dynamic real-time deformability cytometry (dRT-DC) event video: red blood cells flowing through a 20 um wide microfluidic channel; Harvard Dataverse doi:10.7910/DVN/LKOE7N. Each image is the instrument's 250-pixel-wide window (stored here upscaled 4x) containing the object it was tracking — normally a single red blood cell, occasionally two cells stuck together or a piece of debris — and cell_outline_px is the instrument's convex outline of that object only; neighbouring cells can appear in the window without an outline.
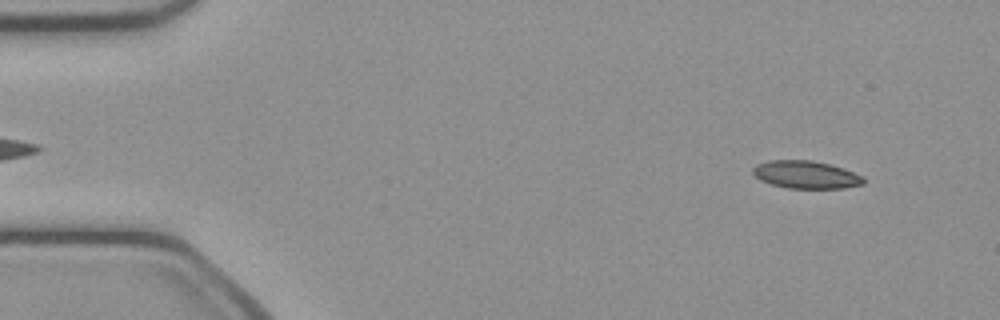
{"species": "common noctule bat (a hibernating species)", "species_latin": "Nyctalus noctula", "temperature_condition": "cold", "stored_images_in_passage": 49, "camera_frame_rate_fps": 3000, "um_per_image_px": 0.085, "animal": {"sex": "female", "body_mass_g": 21.9}, "frame": {"image": 1, "passage_image": 4, "time_ms": 1.0, "image_size_px": [1000, 320], "cell_outline_px": [[864, 184], [844, 188], [788, 188], [772, 184], [760, 180], [752, 172], [752, 168], [756, 164], [768, 160], [812, 160], [828, 164], [852, 172], [860, 176], [864, 180]], "centroid_in_image_um": [68.45, 14.84], "position_along_channel_um": 16.6, "area_um2": 17.63}}
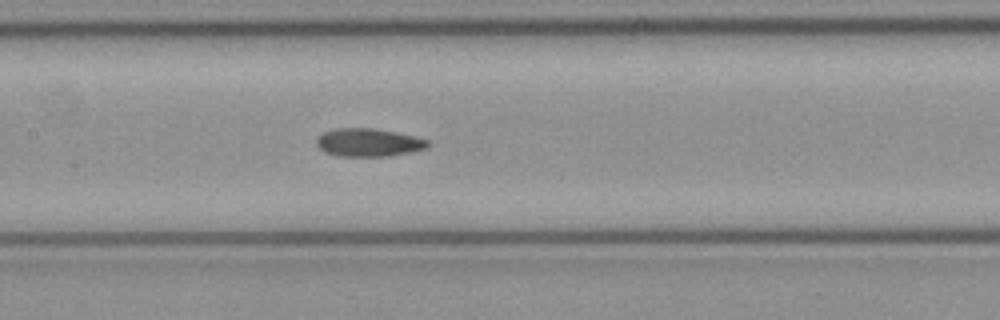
{"frame": {"image": 2, "passage_image": 23, "time_ms": 7.333, "image_size_px": [1000, 320], "cell_outline_px": [[428, 148], [412, 152], [388, 156], [336, 156], [324, 152], [316, 144], [316, 140], [324, 132], [336, 128], [372, 128], [396, 132], [428, 140]], "centroid_in_image_um": [31.31, 12.12], "position_along_channel_um": 176.1, "area_um2": 18.15}}
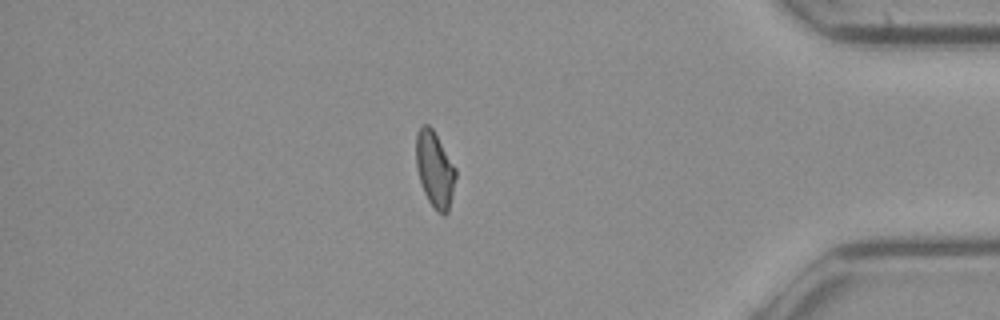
{"frame": {"image": 3, "passage_image": 42, "time_ms": 13.667, "image_size_px": [1000, 320], "cell_outline_px": [[456, 176], [448, 212], [444, 216], [436, 212], [428, 200], [424, 192], [420, 180], [416, 164], [416, 132], [420, 124], [428, 124], [432, 128], [456, 168]], "centroid_in_image_um": [36.95, 14.39], "position_along_channel_um": 398.3, "area_um2": 17.51}, "authors_computed_cell_mechanics": {"area_um2": 17.9758, "velocity_mm_per_s": 4.0938, "shape_relaxation_time_tau1_ms": 7.8453, "shape_relaxation_time_tau2_ms": 3.21, "deformation_change_tau1": 0.1839, "deformation_change_tau2": 0.1013}}